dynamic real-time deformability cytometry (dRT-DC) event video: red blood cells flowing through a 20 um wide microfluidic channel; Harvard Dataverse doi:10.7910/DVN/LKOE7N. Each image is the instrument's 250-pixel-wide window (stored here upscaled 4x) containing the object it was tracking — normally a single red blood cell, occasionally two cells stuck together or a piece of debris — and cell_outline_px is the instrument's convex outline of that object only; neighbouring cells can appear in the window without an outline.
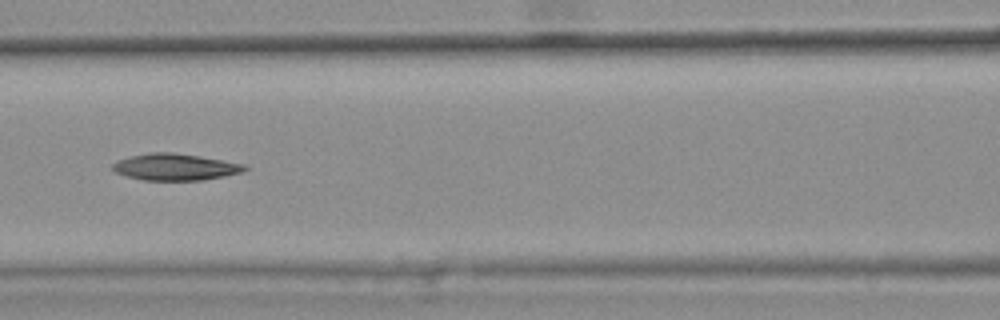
{"species": "common noctule bat (a hibernating species)", "species_latin": "Nyctalus noctula", "temperature_condition": "warm", "stored_images_in_passage": 9, "camera_frame_rate_fps": 3000, "um_per_image_px": 0.085, "animal": {"sex": "female", "body_mass_g": 25.1}, "frame": {"image": 1, "passage_image": 6, "time_ms": 1.667, "image_size_px": [1000, 320], "cell_outline_px": [[248, 168], [244, 172], [204, 180], [144, 180], [128, 176], [116, 172], [112, 168], [112, 164], [116, 160], [148, 152], [172, 152], [244, 164]], "centroid_in_image_um": [14.88, 14.19], "position_along_channel_um": 151.7, "area_um2": 20.29}}
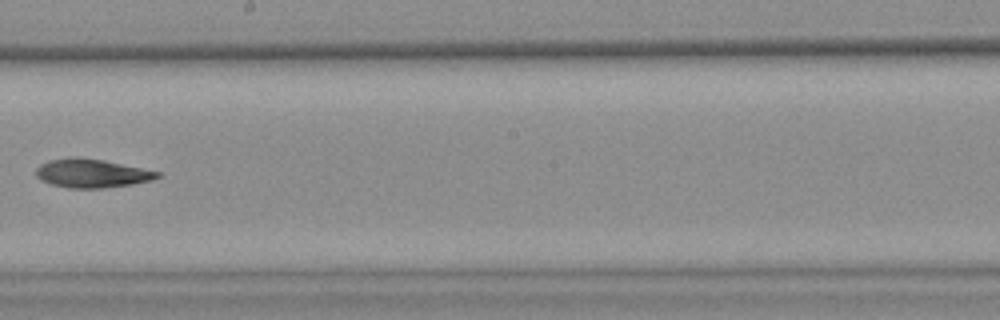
{"frame": {"image": 2, "passage_image": 8, "time_ms": 2.333, "image_size_px": [1000, 320], "cell_outline_px": [[164, 172], [160, 176], [152, 180], [132, 184], [104, 188], [68, 188], [52, 184], [40, 180], [36, 176], [36, 168], [40, 164], [48, 160], [72, 156], [104, 160]], "centroid_in_image_um": [7.81, 14.72], "position_along_channel_um": 240.4, "area_um2": 20.52}}